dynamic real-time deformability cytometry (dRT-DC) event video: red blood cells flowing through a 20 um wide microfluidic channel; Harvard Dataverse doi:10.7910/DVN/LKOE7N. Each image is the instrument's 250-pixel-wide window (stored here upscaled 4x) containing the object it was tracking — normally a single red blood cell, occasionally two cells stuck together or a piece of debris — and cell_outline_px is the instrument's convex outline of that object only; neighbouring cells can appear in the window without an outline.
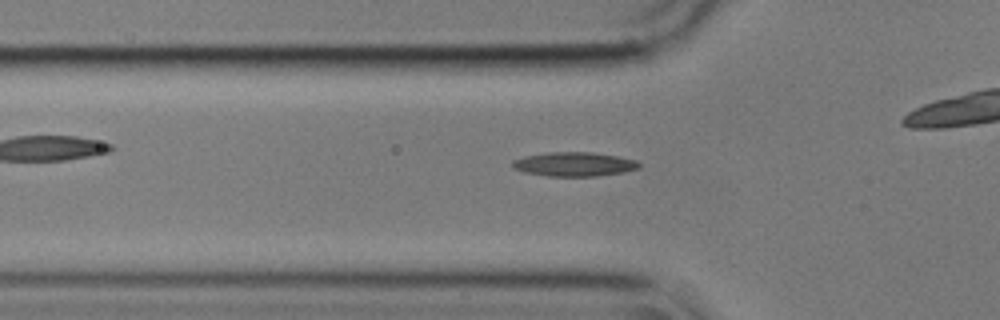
{"species": "common noctule bat (a hibernating species)", "species_latin": "Nyctalus noctula", "temperature_condition": "cold", "stored_images_in_passage": 46, "camera_frame_rate_fps": 3000, "um_per_image_px": 0.085, "animal": {"sex": "male", "body_mass_g": 17.9}, "frame": {"image": 1, "passage_image": 18, "time_ms": 5.667, "image_size_px": [1000, 320], "cell_outline_px": [[640, 168], [624, 172], [596, 176], [548, 176], [524, 172], [512, 168], [512, 160], [524, 156], [548, 152], [592, 152], [616, 156], [636, 160], [640, 164]], "centroid_in_image_um": [48.78, 13.95], "position_along_channel_um": 77.0, "area_um2": 17.86}}
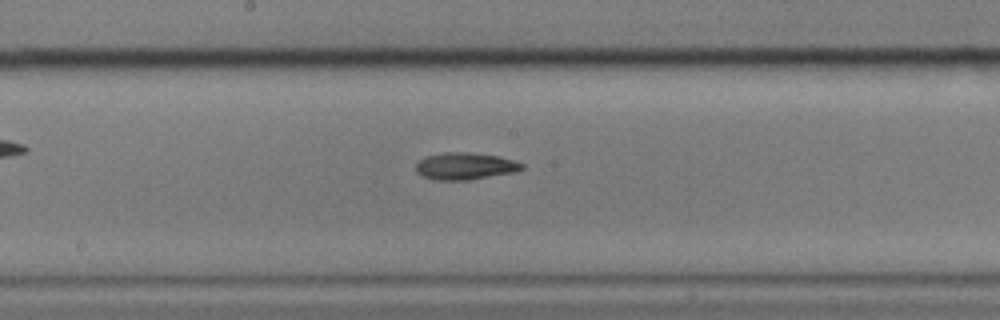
{"frame": {"image": 2, "passage_image": 29, "time_ms": 9.333, "image_size_px": [1000, 320], "cell_outline_px": [[524, 168], [516, 172], [468, 180], [436, 180], [420, 176], [416, 172], [416, 164], [420, 160], [428, 156], [444, 152], [468, 152], [500, 156], [524, 164]], "centroid_in_image_um": [39.54, 14.12], "position_along_channel_um": 208.7, "area_um2": 16.76}}
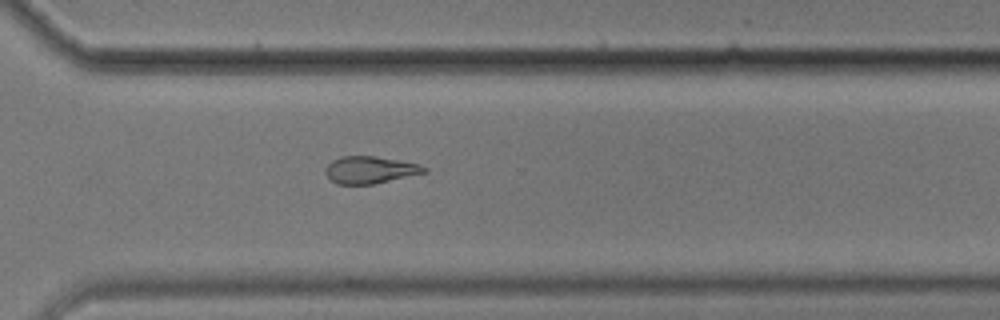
{"frame": {"image": 3, "passage_image": 40, "time_ms": 13.0, "image_size_px": [1000, 320], "cell_outline_px": [[428, 172], [372, 184], [336, 184], [324, 172], [328, 164], [332, 160], [340, 156], [376, 156], [400, 160], [420, 164], [428, 168]], "centroid_in_image_um": [31.47, 14.43], "position_along_channel_um": 339.1, "area_um2": 15.66}}